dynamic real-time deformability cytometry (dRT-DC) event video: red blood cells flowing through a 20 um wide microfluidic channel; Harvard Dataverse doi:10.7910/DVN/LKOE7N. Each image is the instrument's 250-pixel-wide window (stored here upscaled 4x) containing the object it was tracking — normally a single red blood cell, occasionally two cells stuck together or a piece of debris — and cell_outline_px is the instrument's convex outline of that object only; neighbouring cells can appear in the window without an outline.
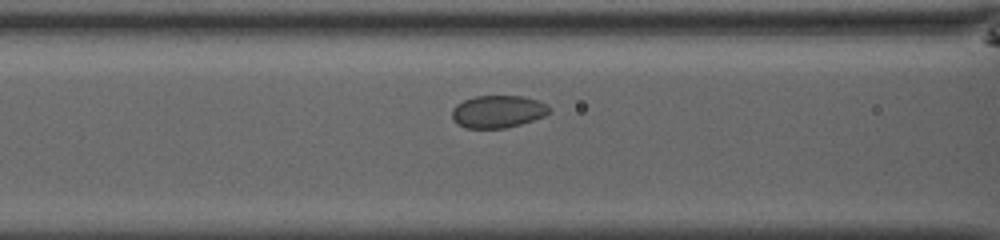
{"species": "common noctule bat (a hibernating species)", "species_latin": "Nyctalus noctula", "temperature_condition": "room temperature", "stored_images_in_passage": 31, "camera_frame_rate_fps": 3000, "um_per_image_px": 0.085, "animal": {"sex": "male", "body_mass_g": 13.0, "forearm_length_mm": 53.1}, "frame": {"image": 1, "passage_image": 7, "time_ms": 2.0, "image_size_px": [1000, 240], "cell_outline_px": [[552, 112], [544, 116], [520, 124], [504, 128], [464, 128], [456, 124], [452, 120], [452, 108], [456, 104], [464, 100], [476, 96], [524, 96], [536, 100], [544, 104]], "centroid_in_image_um": [42.27, 9.49], "position_along_channel_um": 124.3, "area_um2": 18.38}}
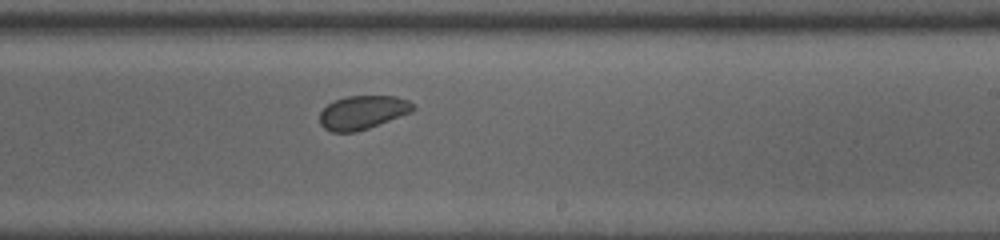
{"frame": {"image": 2, "passage_image": 17, "time_ms": 5.333, "image_size_px": [1000, 240], "cell_outline_px": [[416, 108], [412, 112], [368, 128], [356, 132], [332, 132], [324, 128], [320, 124], [320, 112], [328, 104], [336, 100], [348, 96], [396, 96], [408, 100], [416, 104]], "centroid_in_image_um": [30.85, 9.55], "position_along_channel_um": 258.1, "area_um2": 18.32}}
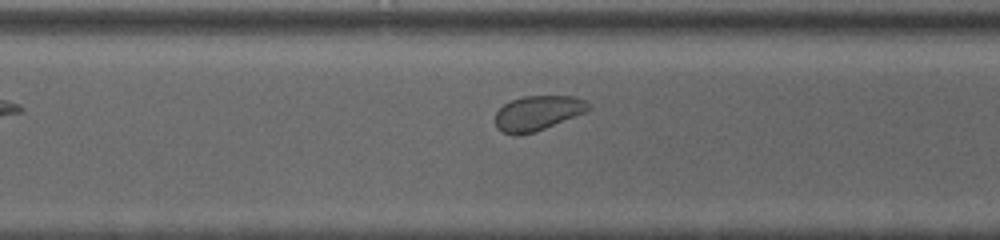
{"frame": {"image": 3, "passage_image": 22, "time_ms": 7.0, "image_size_px": [1000, 240], "cell_outline_px": [[592, 108], [584, 112], [544, 128], [532, 132], [516, 136], [512, 136], [496, 128], [496, 112], [504, 104], [512, 100], [524, 96], [572, 96], [588, 100]], "centroid_in_image_um": [45.7, 9.6], "position_along_channel_um": 324.9, "area_um2": 18.73}}